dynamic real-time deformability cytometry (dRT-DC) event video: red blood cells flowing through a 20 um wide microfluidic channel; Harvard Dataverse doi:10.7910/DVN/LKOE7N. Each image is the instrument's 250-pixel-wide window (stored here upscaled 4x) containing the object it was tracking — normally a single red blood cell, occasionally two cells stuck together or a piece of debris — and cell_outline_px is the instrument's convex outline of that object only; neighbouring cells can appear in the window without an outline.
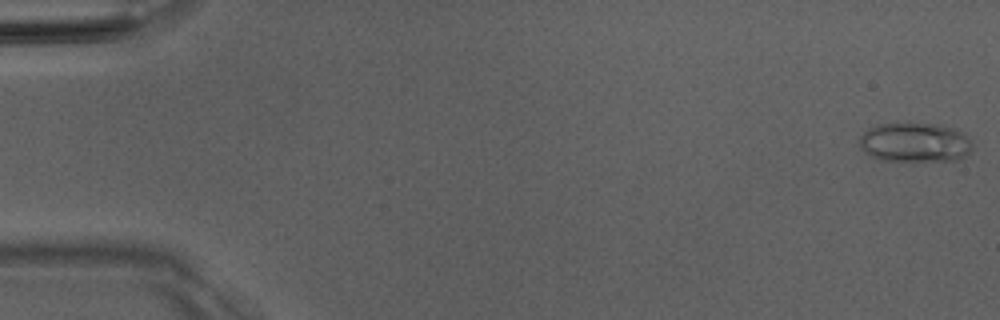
{"species": "Egyptian fruit bat (a non-hibernating species)", "species_latin": "Rousettus aegyptiacus", "temperature_condition": "room temperature", "stored_images_in_passage": 51, "camera_frame_rate_fps": 3000, "um_per_image_px": 0.085, "animal": {"sex": "male"}, "frame": {"image": 1, "passage_image": 1, "time_ms": 0.0, "image_size_px": [1000, 320], "cell_outline_px": [[972, 152], [956, 160], [880, 160], [864, 152], [860, 148], [860, 136], [868, 128], [880, 124], [896, 120], [932, 124], [952, 128], [964, 132], [972, 144]], "centroid_in_image_um": [77.74, 12.06], "position_along_channel_um": 7.3, "area_um2": 26.41}}
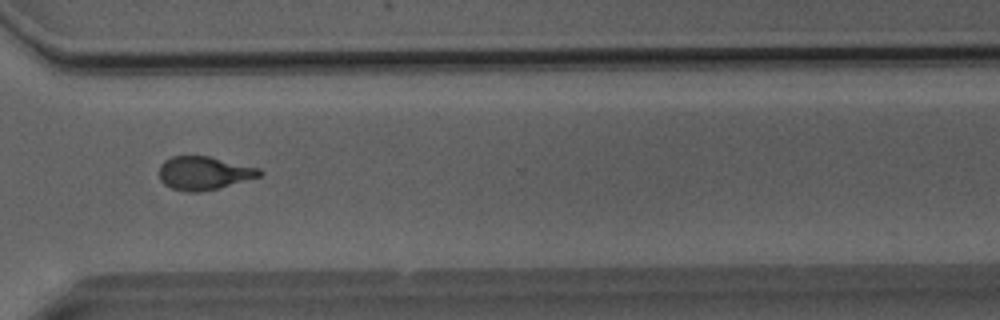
{"frame": {"image": 2, "passage_image": 38, "time_ms": 12.333, "image_size_px": [1000, 320], "cell_outline_px": [[264, 172], [260, 176], [216, 188], [200, 192], [188, 192], [172, 188], [164, 184], [160, 180], [160, 164], [164, 160], [172, 156], [208, 156], [260, 168]], "centroid_in_image_um": [17.32, 14.7], "position_along_channel_um": 353.3, "area_um2": 19.31}}
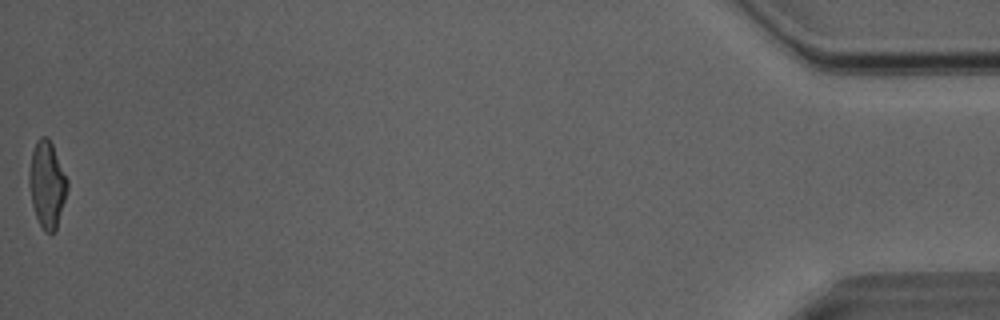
{"frame": {"image": 3, "passage_image": 51, "time_ms": 16.667, "image_size_px": [1000, 320], "cell_outline_px": [[68, 188], [56, 232], [44, 232], [36, 216], [32, 204], [28, 184], [28, 172], [32, 152], [36, 140], [40, 136], [48, 136], [52, 144], [68, 180]], "centroid_in_image_um": [3.99, 15.67], "position_along_channel_um": 431.2, "area_um2": 19.42}, "authors_computed_cell_mechanics": {"area_um2": 19.7676, "velocity_mm_per_s": 4.072, "shape_relaxation_time_tau1_ms": 3.575, "shape_relaxation_time_tau2_ms": 1.8014, "deformation_change_tau1": 0.1779, "deformation_change_tau2": 0.0972}}